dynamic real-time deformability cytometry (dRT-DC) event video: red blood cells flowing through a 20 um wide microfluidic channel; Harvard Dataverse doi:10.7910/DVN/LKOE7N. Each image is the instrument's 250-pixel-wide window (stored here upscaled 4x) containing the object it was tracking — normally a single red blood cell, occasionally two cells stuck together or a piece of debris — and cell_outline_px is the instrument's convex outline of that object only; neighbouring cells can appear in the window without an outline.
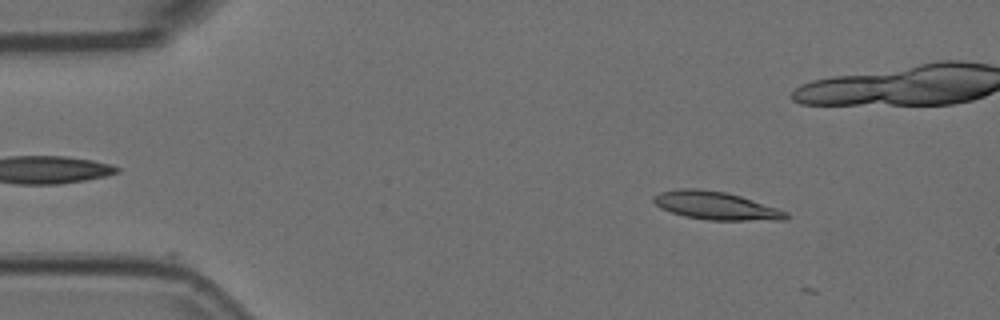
{"species": "Egyptian fruit bat (a non-hibernating species)", "species_latin": "Rousettus aegyptiacus", "temperature_condition": "room temperature", "stored_images_in_passage": 2, "camera_frame_rate_fps": 3000, "um_per_image_px": 0.085, "animal": {"sex": "female"}, "frame": {"image": 1, "passage_image": 1, "time_ms": 0.0, "image_size_px": [1000, 320], "cell_outline_px": [[788, 220], [708, 220], [684, 216], [660, 208], [652, 200], [652, 196], [660, 192], [680, 188], [696, 188], [724, 192], [740, 196], [788, 212]], "centroid_in_image_um": [60.82, 17.48], "position_along_channel_um": 24.2, "area_um2": 21.5}}